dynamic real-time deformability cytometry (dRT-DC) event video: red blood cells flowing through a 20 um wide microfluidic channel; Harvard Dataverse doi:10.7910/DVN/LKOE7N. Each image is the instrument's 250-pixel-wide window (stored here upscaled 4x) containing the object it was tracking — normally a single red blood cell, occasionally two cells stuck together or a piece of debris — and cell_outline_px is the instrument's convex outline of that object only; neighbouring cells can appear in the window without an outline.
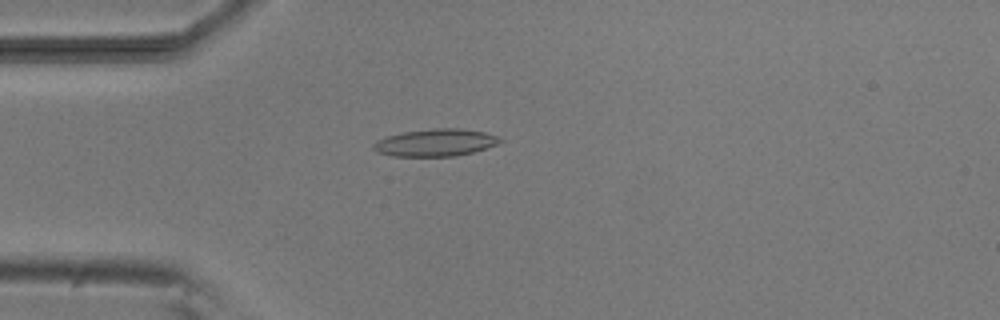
{"species": "common noctule bat (a hibernating species)", "species_latin": "Nyctalus noctula", "temperature_condition": "room temperature", "stored_images_in_passage": 4, "camera_frame_rate_fps": 3000, "um_per_image_px": 0.085, "animal": {"sex": "male", "body_mass_g": 20.5, "forearm_length_mm": 52.5}, "frame": {"image": 1, "passage_image": 4, "time_ms": 3.667, "image_size_px": [1000, 320], "cell_outline_px": [[504, 140], [496, 144], [472, 152], [456, 156], [392, 156], [376, 152], [372, 148], [372, 144], [376, 140], [400, 132], [436, 128], [460, 128], [484, 132], [496, 136]], "centroid_in_image_um": [36.96, 12.12], "position_along_channel_um": 48.0, "area_um2": 20.11}}